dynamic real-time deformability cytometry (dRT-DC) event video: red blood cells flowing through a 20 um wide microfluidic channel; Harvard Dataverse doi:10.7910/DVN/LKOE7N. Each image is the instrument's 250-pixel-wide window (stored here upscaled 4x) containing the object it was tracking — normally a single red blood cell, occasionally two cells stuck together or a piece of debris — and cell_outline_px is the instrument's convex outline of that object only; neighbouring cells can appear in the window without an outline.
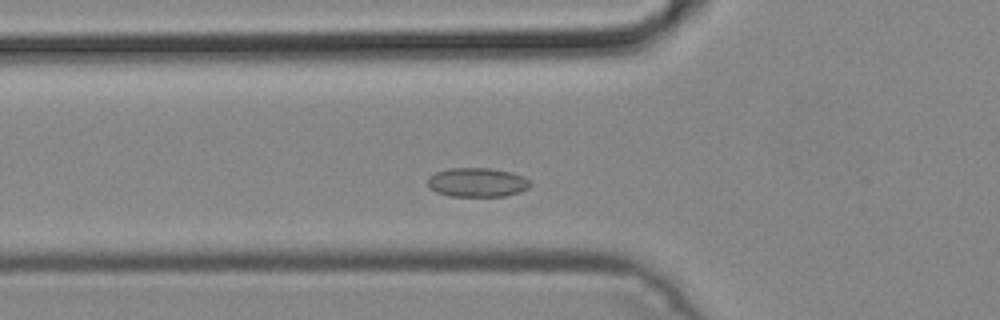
{"species": "common noctule bat (a hibernating species)", "species_latin": "Nyctalus noctula", "temperature_condition": "cold", "stored_images_in_passage": 42, "camera_frame_rate_fps": 3000, "um_per_image_px": 0.085, "animal": {"sex": "male", "body_mass_g": 19.2, "forearm_length_mm": 51.8}, "frame": {"image": 1, "passage_image": 10, "time_ms": 3.0, "image_size_px": [1000, 320], "cell_outline_px": [[532, 184], [528, 188], [520, 192], [504, 196], [448, 196], [436, 192], [428, 188], [428, 176], [436, 172], [448, 168], [492, 168], [512, 172], [524, 176]], "centroid_in_image_um": [40.55, 15.5], "position_along_channel_um": 85.2, "area_um2": 17.63}}
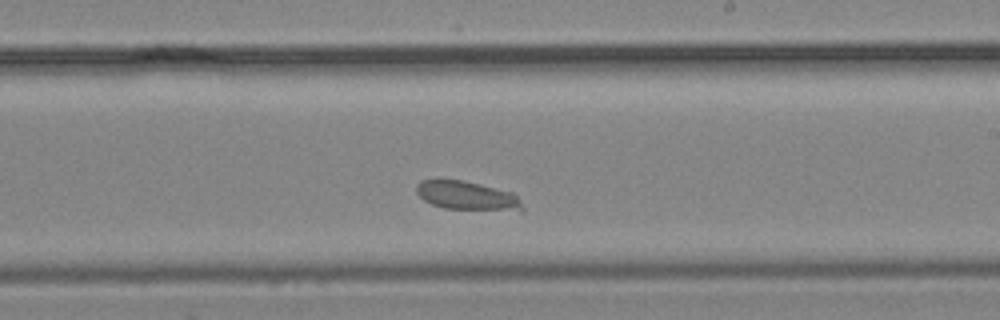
{"frame": {"image": 2, "passage_image": 22, "time_ms": 7.0, "image_size_px": [1000, 320], "cell_outline_px": [[524, 208], [444, 208], [432, 204], [424, 200], [416, 192], [416, 184], [420, 180], [464, 180], [512, 192], [520, 200]], "centroid_in_image_um": [39.58, 16.58], "position_along_channel_um": 249.4, "area_um2": 16.88}}
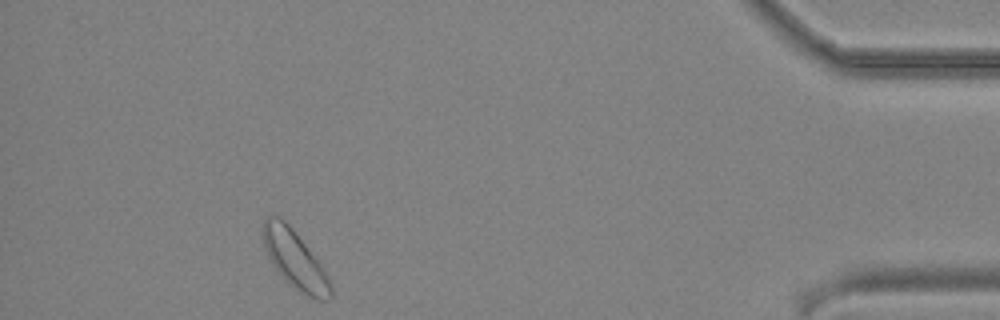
{"frame": {"image": 3, "passage_image": 38, "time_ms": 12.333, "image_size_px": [1000, 320], "cell_outline_px": [[332, 296], [328, 300], [316, 300], [300, 292], [288, 284], [280, 276], [272, 264], [268, 256], [260, 232], [260, 228], [264, 220], [268, 216], [280, 216], [292, 228], [324, 268], [332, 288]], "centroid_in_image_um": [25.03, 22.06], "position_along_channel_um": 410.2, "area_um2": 23.06}}